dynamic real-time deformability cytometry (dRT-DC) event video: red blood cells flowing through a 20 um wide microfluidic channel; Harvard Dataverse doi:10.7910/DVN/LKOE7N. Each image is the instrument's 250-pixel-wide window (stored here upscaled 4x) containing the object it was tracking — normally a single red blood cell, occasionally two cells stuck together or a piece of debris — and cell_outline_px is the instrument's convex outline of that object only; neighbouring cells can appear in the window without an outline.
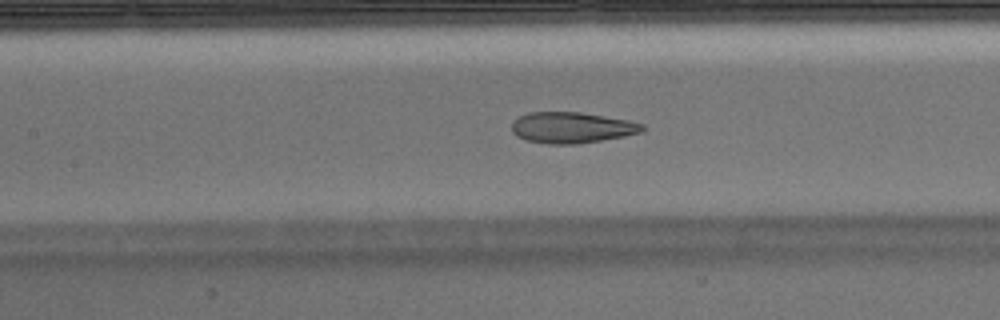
{"species": "Egyptian fruit bat (a non-hibernating species)", "species_latin": "Rousettus aegyptiacus", "temperature_condition": "warm", "stored_images_in_passage": 46, "camera_frame_rate_fps": 3000, "um_per_image_px": 0.085, "animal": {"sex": "male"}, "frame": {"image": 1, "passage_image": 18, "time_ms": 5.667, "image_size_px": [1000, 320], "cell_outline_px": [[648, 128], [644, 132], [624, 136], [576, 144], [548, 144], [528, 140], [516, 136], [512, 132], [512, 120], [528, 112], [580, 112], [628, 120], [644, 124]], "centroid_in_image_um": [48.62, 10.84], "position_along_channel_um": 158.8, "area_um2": 23.7}}
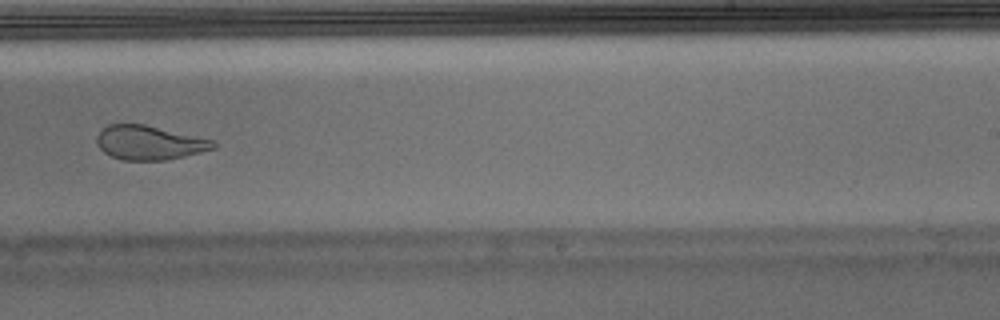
{"frame": {"image": 2, "passage_image": 27, "time_ms": 8.667, "image_size_px": [1000, 320], "cell_outline_px": [[216, 148], [184, 156], [164, 160], [124, 160], [112, 156], [104, 152], [96, 144], [96, 136], [100, 128], [108, 124], [144, 124], [212, 140], [216, 144]], "centroid_in_image_um": [12.63, 12.12], "position_along_channel_um": 276.4, "area_um2": 23.06}}
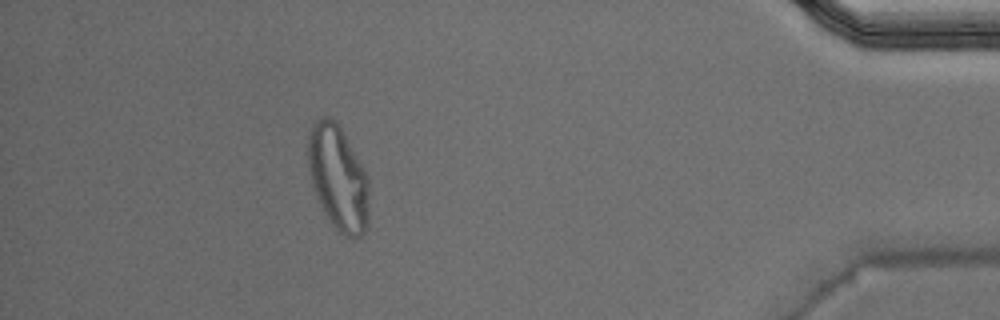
{"frame": {"image": 3, "passage_image": 41, "time_ms": 13.333, "image_size_px": [1000, 320], "cell_outline_px": [[368, 224], [364, 232], [360, 236], [352, 240], [344, 236], [332, 224], [320, 204], [312, 184], [308, 168], [308, 132], [312, 124], [320, 116], [328, 116], [336, 120], [360, 164], [368, 180]], "centroid_in_image_um": [28.72, 15.12], "position_along_channel_um": 406.5, "area_um2": 36.93}, "authors_computed_cell_mechanics": {"area_um2": 25.2586, "velocity_mm_per_s": 3.9311, "shape_relaxation_time_tau1_ms": null, "shape_relaxation_time_tau2_ms": 1.2391, "deformation_change_tau1": null, "deformation_change_tau2": 0.0828}}